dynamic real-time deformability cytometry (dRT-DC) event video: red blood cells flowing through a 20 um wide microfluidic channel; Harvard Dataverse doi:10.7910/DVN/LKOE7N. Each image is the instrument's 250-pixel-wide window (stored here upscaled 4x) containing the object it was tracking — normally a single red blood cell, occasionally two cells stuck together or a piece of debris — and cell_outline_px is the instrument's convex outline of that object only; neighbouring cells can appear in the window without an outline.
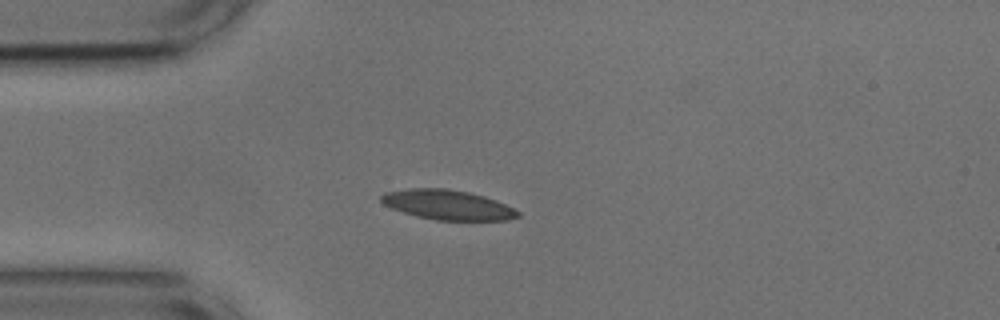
{"species": "common noctule bat (a hibernating species)", "species_latin": "Nyctalus noctula", "temperature_condition": "cold", "stored_images_in_passage": 41, "camera_frame_rate_fps": 3000, "um_per_image_px": 0.085, "animal": {"sex": "male", "body_mass_g": 17.9, "forearm_length_mm": 54.2}, "frame": {"image": 1, "passage_image": 1, "time_ms": 0.0, "image_size_px": [1000, 320], "cell_outline_px": [[520, 216], [508, 220], [436, 220], [416, 216], [392, 208], [384, 204], [380, 200], [380, 196], [384, 192], [408, 188], [448, 188], [468, 192], [484, 196], [504, 204], [520, 212]], "centroid_in_image_um": [38.02, 17.4], "position_along_channel_um": 47.0, "area_um2": 23.64}}
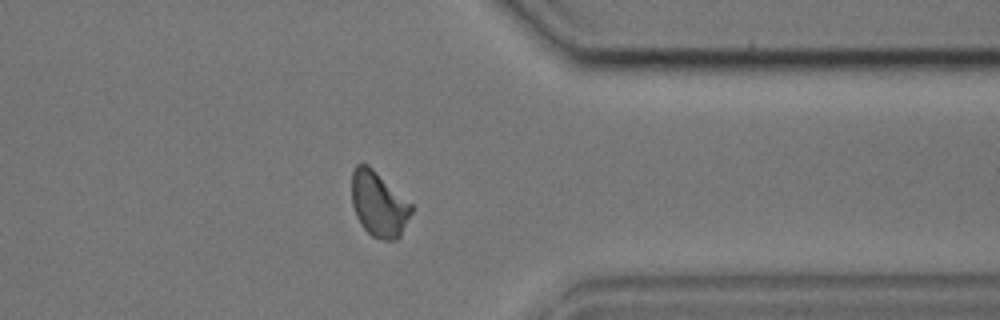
{"frame": {"image": 2, "passage_image": 30, "time_ms": 9.667, "image_size_px": [1000, 320], "cell_outline_px": [[412, 212], [400, 236], [396, 240], [384, 240], [372, 236], [360, 224], [356, 216], [352, 204], [352, 172], [356, 164], [368, 164], [412, 204]], "centroid_in_image_um": [32.18, 17.35], "position_along_channel_um": 379.2, "area_um2": 22.54}}
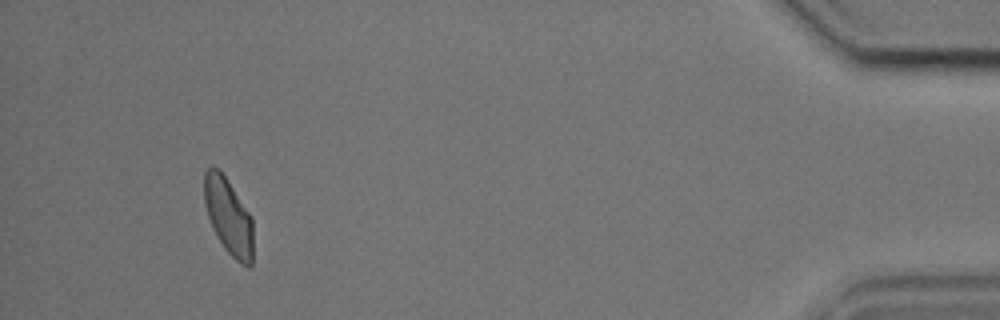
{"frame": {"image": 3, "passage_image": 38, "time_ms": 12.333, "image_size_px": [1000, 320], "cell_outline_px": [[252, 268], [248, 268], [240, 264], [224, 248], [216, 236], [212, 228], [204, 204], [204, 172], [212, 164], [224, 176], [252, 216]], "centroid_in_image_um": [19.41, 18.43], "position_along_channel_um": 415.8, "area_um2": 21.79}, "authors_computed_cell_mechanics": {"area_um2": 22.5998, "velocity_mm_per_s": 3.6542, "shape_relaxation_time_tau1_ms": 3.4263, "shape_relaxation_time_tau2_ms": 1.5954, "deformation_change_tau1": 0.1256, "deformation_change_tau2": 0.0681}}